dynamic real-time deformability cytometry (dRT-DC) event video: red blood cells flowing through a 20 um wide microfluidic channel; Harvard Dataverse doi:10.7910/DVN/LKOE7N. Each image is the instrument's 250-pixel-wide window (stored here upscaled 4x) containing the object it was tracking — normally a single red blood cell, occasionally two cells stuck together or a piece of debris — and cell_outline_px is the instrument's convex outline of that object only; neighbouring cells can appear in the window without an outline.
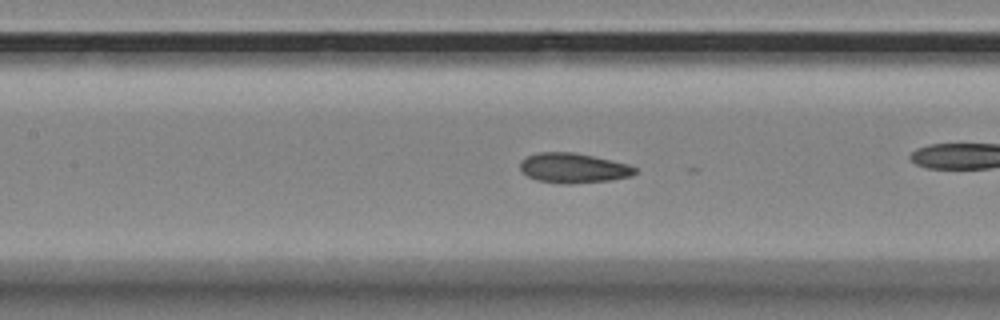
{"species": "Egyptian fruit bat (a non-hibernating species)", "species_latin": "Rousettus aegyptiacus", "temperature_condition": "room temperature", "stored_images_in_passage": 29, "camera_frame_rate_fps": 3000, "um_per_image_px": 0.085, "animal": {"sex": "female"}, "frame": {"image": 1, "passage_image": 9, "time_ms": 2.667, "image_size_px": [1000, 320], "cell_outline_px": [[636, 172], [632, 176], [612, 180], [572, 184], [560, 184], [536, 180], [528, 176], [520, 168], [520, 160], [528, 156], [540, 152], [576, 152], [628, 164], [636, 168]], "centroid_in_image_um": [48.74, 14.29], "position_along_channel_um": 158.7, "area_um2": 20.11}}